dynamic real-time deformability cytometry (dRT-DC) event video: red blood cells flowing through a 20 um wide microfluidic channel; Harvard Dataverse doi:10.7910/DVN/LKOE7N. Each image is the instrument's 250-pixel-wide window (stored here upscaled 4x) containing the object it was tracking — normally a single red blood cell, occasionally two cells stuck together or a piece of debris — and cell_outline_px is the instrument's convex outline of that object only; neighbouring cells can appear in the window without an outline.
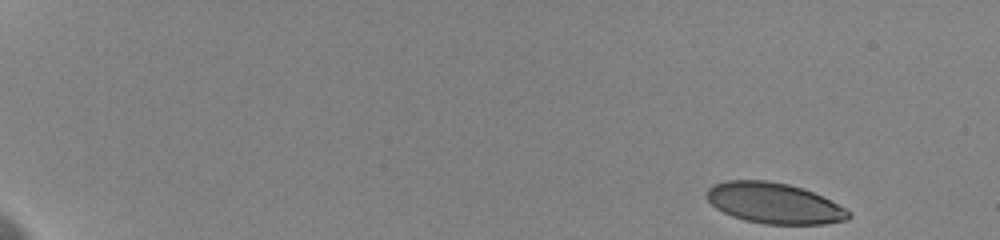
{"species": "human", "species_latin": "Homo sapiens", "temperature_condition": "cold", "stored_images_in_passage": 47, "camera_frame_rate_fps": 3000, "um_per_image_px": 0.085, "donor": {"sex": "female"}, "frame": {"image": 1, "passage_image": 1, "time_ms": 0.0, "image_size_px": [1000, 240], "cell_outline_px": [[852, 216], [848, 220], [824, 224], [764, 224], [744, 220], [732, 216], [716, 208], [704, 196], [708, 188], [712, 184], [728, 180], [768, 180], [788, 184], [804, 188], [852, 212]], "centroid_in_image_um": [65.77, 17.27], "position_along_channel_um": 19.2, "area_um2": 33.76}}
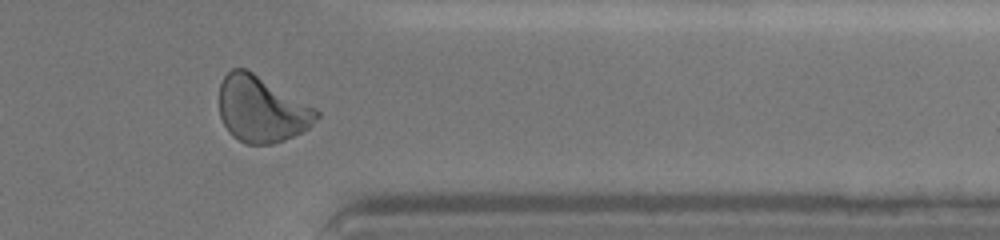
{"frame": {"image": 2, "passage_image": 42, "time_ms": 15.0, "image_size_px": [1000, 240], "cell_outline_px": [[320, 116], [308, 128], [284, 140], [272, 144], [248, 144], [232, 136], [228, 132], [220, 116], [220, 84], [224, 76], [232, 68], [244, 68], [252, 72], [316, 108], [320, 112]], "centroid_in_image_um": [22.23, 9.29], "position_along_channel_um": 389.2, "area_um2": 37.11}}
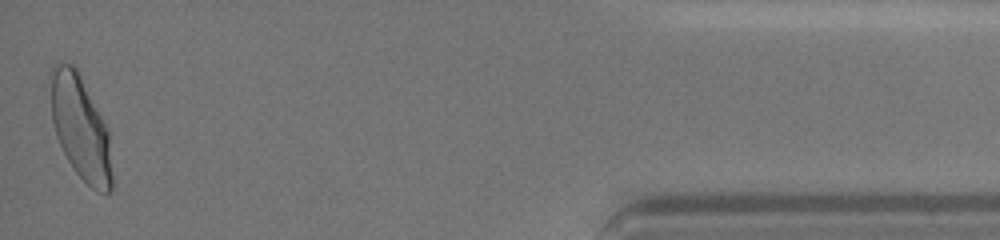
{"frame": {"image": 3, "passage_image": 47, "time_ms": 17.667, "image_size_px": [1000, 240], "cell_outline_px": [[112, 188], [108, 192], [104, 192], [92, 188], [76, 172], [68, 160], [56, 136], [52, 120], [48, 76], [48, 72], [52, 64], [60, 60], [72, 64], [76, 68], [104, 120], [108, 132], [112, 176]], "centroid_in_image_um": [6.79, 10.75], "position_along_channel_um": 428.4, "area_um2": 37.34}, "authors_computed_cell_mechanics": {"area_um2": 35.4892, "velocity_mm_per_s": 3.5716, "shape_relaxation_time_tau1_ms": 4.0986, "shape_relaxation_time_tau2_ms": 0.962, "deformation_change_tau1": 0.1609, "deformation_change_tau2": 0.0633}}